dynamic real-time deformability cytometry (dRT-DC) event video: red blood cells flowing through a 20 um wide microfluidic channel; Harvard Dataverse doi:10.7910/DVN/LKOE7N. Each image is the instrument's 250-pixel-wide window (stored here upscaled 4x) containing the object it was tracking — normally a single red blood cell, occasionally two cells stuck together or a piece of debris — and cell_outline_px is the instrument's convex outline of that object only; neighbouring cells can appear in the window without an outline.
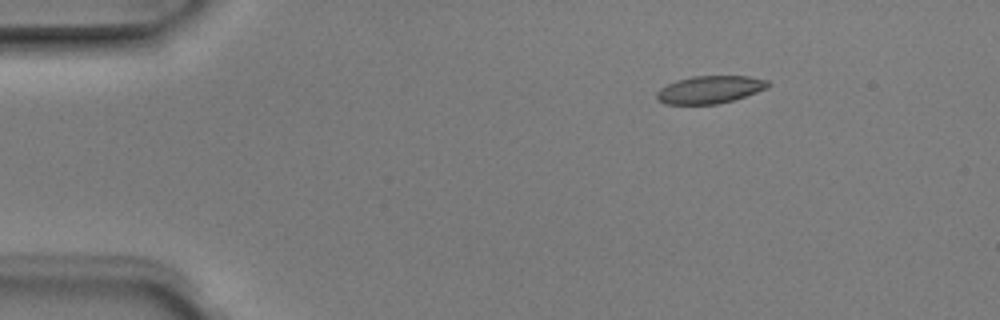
{"species": "Egyptian fruit bat (a non-hibernating species)", "species_latin": "Rousettus aegyptiacus", "temperature_condition": "room temperature", "stored_images_in_passage": 3, "camera_frame_rate_fps": 3000, "um_per_image_px": 0.085, "animal": {"sex": "male"}, "frame": {"image": 1, "passage_image": 3, "time_ms": 0.667, "image_size_px": [1000, 320], "cell_outline_px": [[772, 84], [768, 88], [732, 100], [716, 104], [664, 104], [656, 96], [656, 92], [660, 88], [676, 80], [692, 76], [748, 76], [768, 80]], "centroid_in_image_um": [60.35, 7.6], "position_along_channel_um": 24.7, "area_um2": 17.86}}